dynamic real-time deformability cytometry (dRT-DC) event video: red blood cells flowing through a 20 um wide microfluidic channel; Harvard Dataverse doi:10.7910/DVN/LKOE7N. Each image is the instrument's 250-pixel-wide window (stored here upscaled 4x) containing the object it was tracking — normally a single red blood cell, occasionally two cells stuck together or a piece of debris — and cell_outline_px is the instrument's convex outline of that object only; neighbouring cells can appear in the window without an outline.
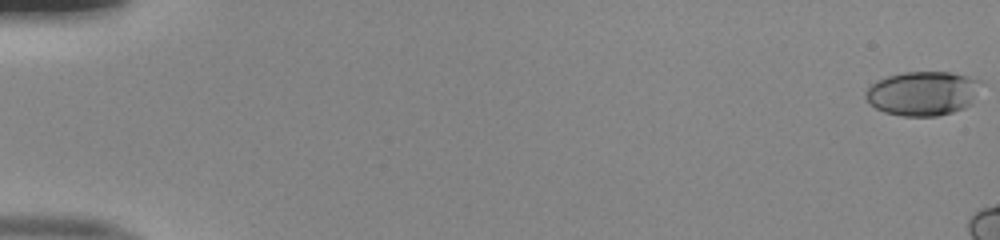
{"species": "human", "species_latin": "Homo sapiens", "temperature_condition": "room temperature", "stored_images_in_passage": 12, "camera_frame_rate_fps": 3000, "um_per_image_px": 0.085, "donor": {"sex": "male"}, "frame": {"image": 1, "passage_image": 1, "time_ms": 0.0, "image_size_px": [1000, 240], "cell_outline_px": [[980, 84], [972, 104], [964, 108], [952, 112], [936, 116], [904, 116], [884, 112], [876, 108], [864, 96], [864, 92], [876, 80], [888, 76], [904, 72], [952, 72], [968, 76], [980, 80]], "centroid_in_image_um": [78.43, 7.93], "position_along_channel_um": 6.6, "area_um2": 29.71}}